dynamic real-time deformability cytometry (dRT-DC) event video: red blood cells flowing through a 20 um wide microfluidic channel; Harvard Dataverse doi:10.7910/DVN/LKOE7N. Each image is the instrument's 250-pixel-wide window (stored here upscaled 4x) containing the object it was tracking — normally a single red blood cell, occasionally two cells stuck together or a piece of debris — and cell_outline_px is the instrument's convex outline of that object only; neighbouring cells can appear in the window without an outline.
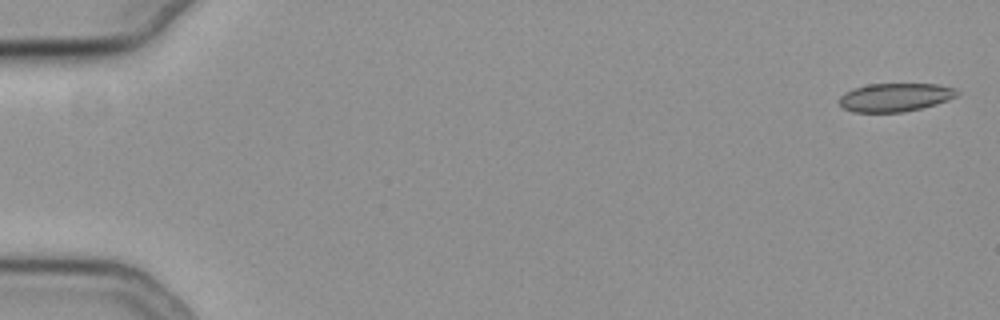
{"species": "common noctule bat (a hibernating species)", "species_latin": "Nyctalus noctula", "temperature_condition": "cold", "stored_images_in_passage": 56, "camera_frame_rate_fps": 3000, "um_per_image_px": 0.085, "animal": {"sex": "female", "body_mass_g": 19.3, "forearm_length_mm": 54.1}, "frame": {"image": 1, "passage_image": 2, "time_ms": 0.333, "image_size_px": [1000, 320], "cell_outline_px": [[960, 92], [956, 96], [948, 100], [936, 104], [904, 112], [852, 112], [844, 108], [840, 104], [840, 96], [844, 92], [852, 88], [868, 84], [936, 84], [956, 88]], "centroid_in_image_um": [76.08, 8.26], "position_along_channel_um": 8.9, "area_um2": 19.54}}
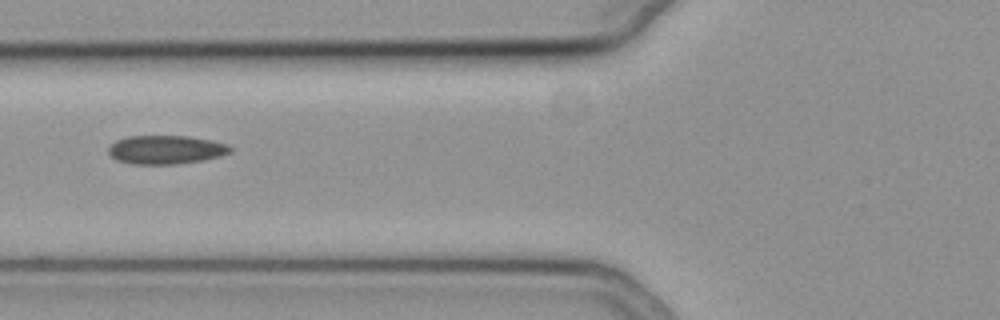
{"frame": {"image": 2, "passage_image": 23, "time_ms": 7.333, "image_size_px": [1000, 320], "cell_outline_px": [[236, 148], [232, 152], [220, 156], [204, 160], [176, 164], [132, 164], [116, 160], [108, 152], [108, 148], [116, 140], [128, 136], [188, 136], [212, 140], [228, 144]], "centroid_in_image_um": [14.15, 12.72], "position_along_channel_um": 111.6, "area_um2": 20.58}}
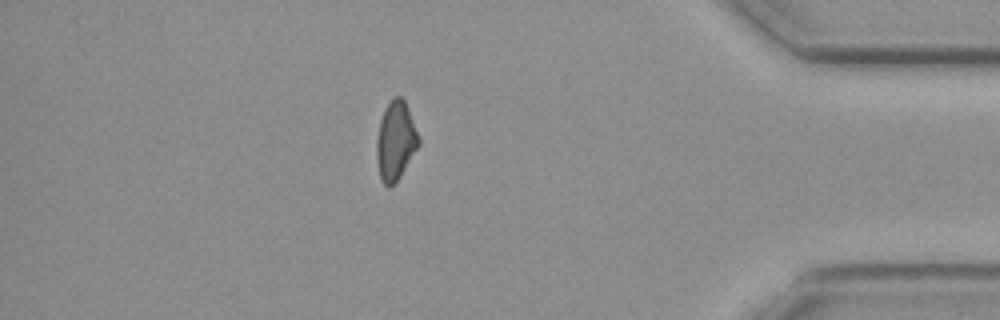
{"frame": {"image": 3, "passage_image": 49, "time_ms": 16.0, "image_size_px": [1000, 320], "cell_outline_px": [[420, 144], [400, 176], [388, 188], [380, 180], [376, 160], [376, 140], [380, 120], [384, 108], [392, 96], [400, 96], [404, 100], [408, 108], [420, 136]], "centroid_in_image_um": [33.61, 11.95], "position_along_channel_um": 401.6, "area_um2": 19.54}, "authors_computed_cell_mechanics": {"area_um2": 20.0277, "velocity_mm_per_s": 3.7893, "shape_relaxation_time_tau1_ms": 5.855, "shape_relaxation_time_tau2_ms": null, "deformation_change_tau1": 0.0946, "deformation_change_tau2": null}}